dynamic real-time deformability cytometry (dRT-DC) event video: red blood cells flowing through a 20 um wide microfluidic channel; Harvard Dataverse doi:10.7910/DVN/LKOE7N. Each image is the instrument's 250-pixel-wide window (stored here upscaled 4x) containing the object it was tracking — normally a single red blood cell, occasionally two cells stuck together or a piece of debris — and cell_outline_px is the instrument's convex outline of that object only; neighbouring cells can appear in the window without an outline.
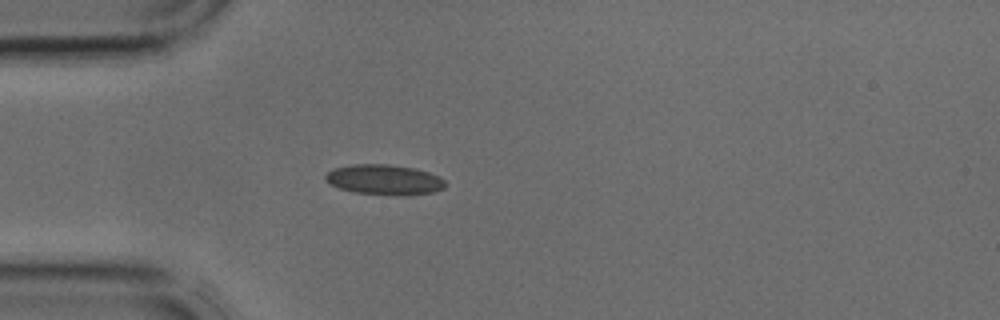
{"species": "common noctule bat (a hibernating species)", "species_latin": "Nyctalus noctula", "temperature_condition": "cold", "stored_images_in_passage": 2, "camera_frame_rate_fps": 3000, "um_per_image_px": 0.085, "animal": {"sex": "male", "body_mass_g": 17.9, "forearm_length_mm": 54.2}, "frame": {"image": 1, "passage_image": 2, "time_ms": 0.333, "image_size_px": [1000, 320], "cell_outline_px": [[444, 188], [436, 192], [408, 196], [396, 196], [356, 192], [340, 188], [324, 180], [324, 176], [332, 168], [352, 164], [388, 164], [412, 168], [428, 172], [440, 176], [444, 180]], "centroid_in_image_um": [32.68, 15.28], "position_along_channel_um": 52.3, "area_um2": 21.27}}